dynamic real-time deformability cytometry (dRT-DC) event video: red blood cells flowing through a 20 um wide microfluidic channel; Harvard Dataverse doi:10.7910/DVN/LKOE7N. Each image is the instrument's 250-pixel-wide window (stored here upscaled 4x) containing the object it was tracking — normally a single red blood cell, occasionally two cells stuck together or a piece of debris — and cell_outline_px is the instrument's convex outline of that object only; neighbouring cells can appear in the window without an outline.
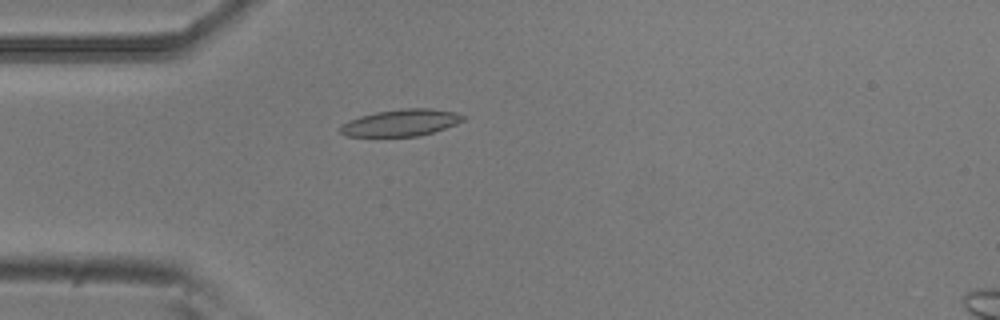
{"species": "common noctule bat (a hibernating species)", "species_latin": "Nyctalus noctula", "temperature_condition": "room temperature", "stored_images_in_passage": 42, "camera_frame_rate_fps": 3000, "um_per_image_px": 0.085, "animal": {"sex": "male", "body_mass_g": 20.5, "forearm_length_mm": 52.5}, "frame": {"image": 1, "passage_image": 11, "time_ms": 3.333, "image_size_px": [1000, 320], "cell_outline_px": [[468, 116], [464, 120], [456, 124], [432, 132], [416, 136], [348, 136], [340, 132], [340, 124], [348, 120], [360, 116], [376, 112], [404, 108], [432, 108], [456, 112]], "centroid_in_image_um": [34.1, 10.41], "position_along_channel_um": 50.9, "area_um2": 19.19}}
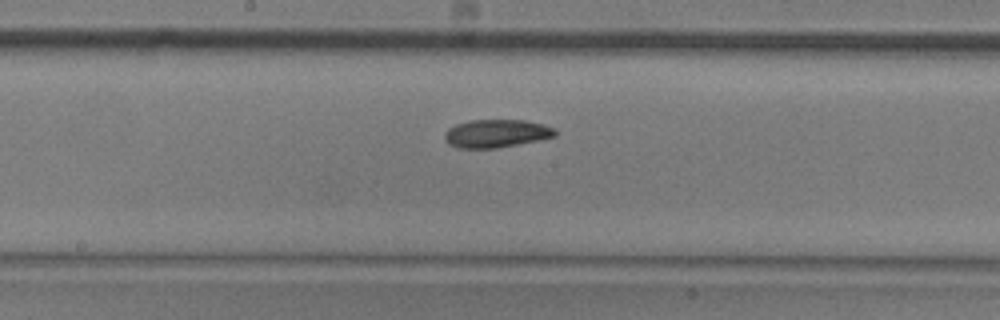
{"frame": {"image": 2, "passage_image": 24, "time_ms": 7.667, "image_size_px": [1000, 320], "cell_outline_px": [[556, 136], [540, 140], [496, 148], [460, 148], [448, 144], [444, 140], [444, 132], [448, 128], [456, 124], [468, 120], [524, 120], [544, 124], [556, 128]], "centroid_in_image_um": [42.18, 11.34], "position_along_channel_um": 206.0, "area_um2": 18.26}}
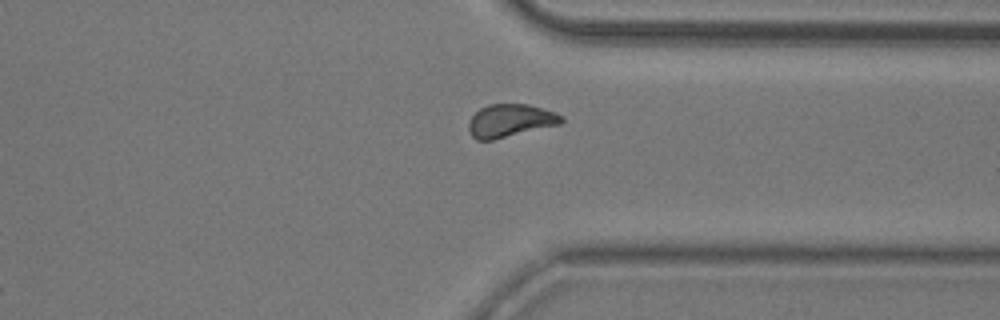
{"frame": {"image": 3, "passage_image": 37, "time_ms": 12.0, "image_size_px": [1000, 320], "cell_outline_px": [[564, 120], [560, 124], [492, 140], [476, 140], [472, 136], [468, 128], [468, 120], [480, 108], [488, 104], [528, 104], [556, 112], [564, 116]], "centroid_in_image_um": [43.37, 10.25], "position_along_channel_um": 368.0, "area_um2": 17.86}, "authors_computed_cell_mechanics": {"area_um2": 18.2359, "velocity_mm_per_s": 3.766, "shape_relaxation_time_tau1_ms": 5.045, "shape_relaxation_time_tau2_ms": null, "deformation_change_tau1": 0.1166, "deformation_change_tau2": null}}